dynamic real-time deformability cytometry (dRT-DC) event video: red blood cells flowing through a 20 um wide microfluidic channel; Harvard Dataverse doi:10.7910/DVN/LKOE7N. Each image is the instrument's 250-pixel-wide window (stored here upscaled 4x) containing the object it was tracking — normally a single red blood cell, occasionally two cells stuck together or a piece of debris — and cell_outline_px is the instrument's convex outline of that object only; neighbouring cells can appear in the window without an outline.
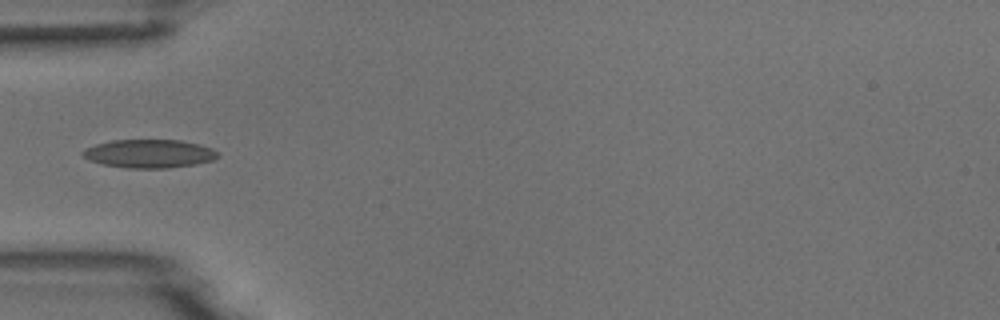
{"species": "common noctule bat (a hibernating species)", "species_latin": "Nyctalus noctula", "temperature_condition": "room temperature", "stored_images_in_passage": 6, "camera_frame_rate_fps": 3000, "um_per_image_px": 0.085, "animal": {"sex": "male", "body_mass_g": 18.8}, "frame": {"image": 1, "passage_image": 5, "time_ms": 1.333, "image_size_px": [1000, 320], "cell_outline_px": [[220, 156], [212, 160], [196, 164], [168, 168], [128, 168], [104, 164], [88, 160], [80, 152], [84, 148], [96, 144], [112, 140], [180, 140], [200, 144], [212, 148], [220, 152]], "centroid_in_image_um": [12.71, 13.05], "position_along_channel_um": 72.3, "area_um2": 22.48}}